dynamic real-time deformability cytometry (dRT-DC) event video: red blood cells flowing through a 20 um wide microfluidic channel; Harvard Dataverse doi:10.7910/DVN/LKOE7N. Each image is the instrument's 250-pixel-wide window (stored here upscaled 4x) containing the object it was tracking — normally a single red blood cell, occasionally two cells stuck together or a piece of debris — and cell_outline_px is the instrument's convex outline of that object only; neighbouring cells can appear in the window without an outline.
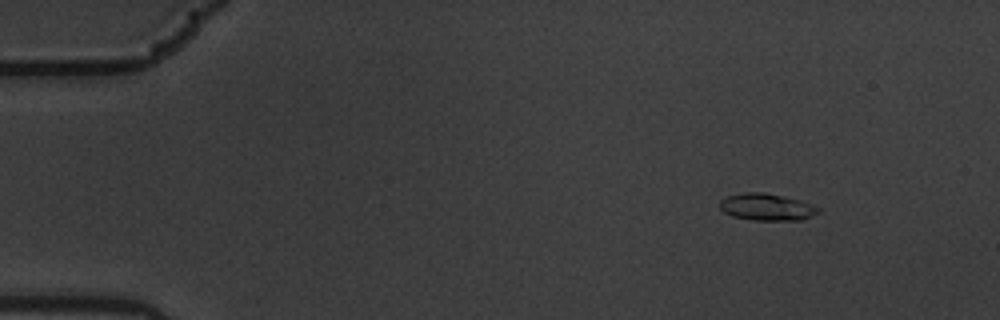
{"species": "common noctule bat (a hibernating species)", "species_latin": "Nyctalus noctula", "temperature_condition": "warm", "stored_images_in_passage": 5, "camera_frame_rate_fps": 3000, "um_per_image_px": 0.085, "animal": {"sex": "male", "body_mass_g": 19.5, "forearm_length_mm": 54.6}, "frame": {"image": 1, "passage_image": 2, "time_ms": 0.333, "image_size_px": [1000, 320], "cell_outline_px": [[820, 212], [800, 220], [752, 220], [732, 216], [724, 212], [720, 208], [720, 200], [728, 196], [744, 192], [764, 192], [784, 196], [800, 200], [820, 208]], "centroid_in_image_um": [65.16, 17.59], "position_along_channel_um": 19.8, "area_um2": 15.43}}
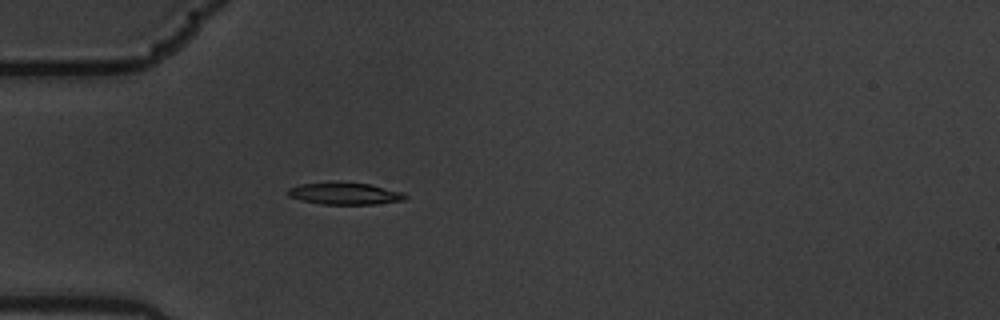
{"frame": {"image": 2, "passage_image": 5, "time_ms": 1.333, "image_size_px": [1000, 320], "cell_outline_px": [[408, 196], [404, 200], [376, 204], [320, 204], [300, 200], [288, 196], [288, 188], [300, 184], [372, 184], [404, 192]], "centroid_in_image_um": [29.36, 16.48], "position_along_channel_um": 55.6, "area_um2": 14.57}}